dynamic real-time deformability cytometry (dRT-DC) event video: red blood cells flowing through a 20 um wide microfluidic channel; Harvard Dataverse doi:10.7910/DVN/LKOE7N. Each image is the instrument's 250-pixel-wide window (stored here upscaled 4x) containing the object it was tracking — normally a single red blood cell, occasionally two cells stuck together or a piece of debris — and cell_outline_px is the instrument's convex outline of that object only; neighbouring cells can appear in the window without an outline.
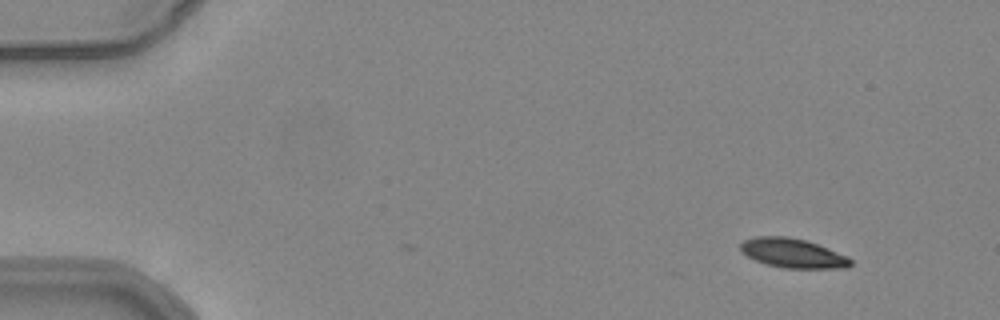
{"species": "common noctule bat (a hibernating species)", "species_latin": "Nyctalus noctula", "temperature_condition": "warm", "stored_images_in_passage": 8, "camera_frame_rate_fps": 3000, "um_per_image_px": 0.085, "animal": {"sex": "female", "body_mass_g": 24.6, "forearm_length_mm": 56.2}, "frame": {"image": 1, "passage_image": 1, "time_ms": 0.0, "image_size_px": [1000, 320], "cell_outline_px": [[852, 264], [848, 268], [784, 268], [768, 264], [756, 260], [740, 252], [740, 244], [744, 240], [756, 236], [788, 236], [804, 240], [828, 248], [848, 256], [852, 260]], "centroid_in_image_um": [67.39, 21.52], "position_along_channel_um": 17.6, "area_um2": 18.79}}